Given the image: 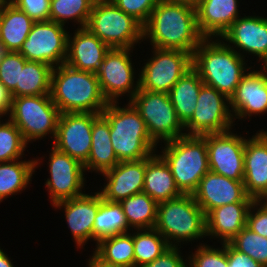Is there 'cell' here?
<instances>
[{"mask_svg": "<svg viewBox=\"0 0 267 267\" xmlns=\"http://www.w3.org/2000/svg\"><path fill=\"white\" fill-rule=\"evenodd\" d=\"M143 192L157 203L183 195L175 183L168 164L157 152L146 158Z\"/></svg>", "mask_w": 267, "mask_h": 267, "instance_id": "484cf974", "label": "cell"}, {"mask_svg": "<svg viewBox=\"0 0 267 267\" xmlns=\"http://www.w3.org/2000/svg\"><path fill=\"white\" fill-rule=\"evenodd\" d=\"M132 49L110 48L96 73L101 91L108 103L119 102V98L125 94L130 101L140 88L139 77H135V65L130 58Z\"/></svg>", "mask_w": 267, "mask_h": 267, "instance_id": "8fae6325", "label": "cell"}, {"mask_svg": "<svg viewBox=\"0 0 267 267\" xmlns=\"http://www.w3.org/2000/svg\"><path fill=\"white\" fill-rule=\"evenodd\" d=\"M164 2H183L188 4H193V0H159Z\"/></svg>", "mask_w": 267, "mask_h": 267, "instance_id": "f907efd6", "label": "cell"}, {"mask_svg": "<svg viewBox=\"0 0 267 267\" xmlns=\"http://www.w3.org/2000/svg\"><path fill=\"white\" fill-rule=\"evenodd\" d=\"M145 170L146 158L119 162L114 168L102 173L106 184L99 192L103 199L120 203L129 196L143 192Z\"/></svg>", "mask_w": 267, "mask_h": 267, "instance_id": "44dd1931", "label": "cell"}, {"mask_svg": "<svg viewBox=\"0 0 267 267\" xmlns=\"http://www.w3.org/2000/svg\"><path fill=\"white\" fill-rule=\"evenodd\" d=\"M18 9L24 11L34 22L48 21L50 0H9Z\"/></svg>", "mask_w": 267, "mask_h": 267, "instance_id": "b9f144b4", "label": "cell"}, {"mask_svg": "<svg viewBox=\"0 0 267 267\" xmlns=\"http://www.w3.org/2000/svg\"><path fill=\"white\" fill-rule=\"evenodd\" d=\"M93 194V195H92ZM86 194L53 205L64 210L66 223L75 244L83 249L88 240H93V224L100 205V192Z\"/></svg>", "mask_w": 267, "mask_h": 267, "instance_id": "ffe728a7", "label": "cell"}, {"mask_svg": "<svg viewBox=\"0 0 267 267\" xmlns=\"http://www.w3.org/2000/svg\"><path fill=\"white\" fill-rule=\"evenodd\" d=\"M226 253L229 267H263L248 255L234 249L229 243H226Z\"/></svg>", "mask_w": 267, "mask_h": 267, "instance_id": "f6af8a7d", "label": "cell"}, {"mask_svg": "<svg viewBox=\"0 0 267 267\" xmlns=\"http://www.w3.org/2000/svg\"><path fill=\"white\" fill-rule=\"evenodd\" d=\"M246 227L267 238V207L259 200H254L249 208Z\"/></svg>", "mask_w": 267, "mask_h": 267, "instance_id": "7bdbcfd3", "label": "cell"}, {"mask_svg": "<svg viewBox=\"0 0 267 267\" xmlns=\"http://www.w3.org/2000/svg\"><path fill=\"white\" fill-rule=\"evenodd\" d=\"M213 39V40H212ZM220 38H204L192 54V68L202 82L229 99L252 67Z\"/></svg>", "mask_w": 267, "mask_h": 267, "instance_id": "7a4b0ae2", "label": "cell"}, {"mask_svg": "<svg viewBox=\"0 0 267 267\" xmlns=\"http://www.w3.org/2000/svg\"><path fill=\"white\" fill-rule=\"evenodd\" d=\"M130 231L122 205L103 199L100 193V205L93 224V241L97 244L104 238Z\"/></svg>", "mask_w": 267, "mask_h": 267, "instance_id": "4dcf8cb0", "label": "cell"}, {"mask_svg": "<svg viewBox=\"0 0 267 267\" xmlns=\"http://www.w3.org/2000/svg\"><path fill=\"white\" fill-rule=\"evenodd\" d=\"M152 48V56L139 71V87L146 91L169 93L176 82L192 68V54L181 50Z\"/></svg>", "mask_w": 267, "mask_h": 267, "instance_id": "30bf717a", "label": "cell"}, {"mask_svg": "<svg viewBox=\"0 0 267 267\" xmlns=\"http://www.w3.org/2000/svg\"><path fill=\"white\" fill-rule=\"evenodd\" d=\"M145 122L151 139L159 144L186 135L168 93L140 89L129 101Z\"/></svg>", "mask_w": 267, "mask_h": 267, "instance_id": "9c48e42d", "label": "cell"}, {"mask_svg": "<svg viewBox=\"0 0 267 267\" xmlns=\"http://www.w3.org/2000/svg\"><path fill=\"white\" fill-rule=\"evenodd\" d=\"M203 39L194 4L159 1L143 26V40L154 48L193 54Z\"/></svg>", "mask_w": 267, "mask_h": 267, "instance_id": "6da1fadb", "label": "cell"}, {"mask_svg": "<svg viewBox=\"0 0 267 267\" xmlns=\"http://www.w3.org/2000/svg\"><path fill=\"white\" fill-rule=\"evenodd\" d=\"M241 253L267 267V238L252 232L246 226L229 242Z\"/></svg>", "mask_w": 267, "mask_h": 267, "instance_id": "74e56055", "label": "cell"}, {"mask_svg": "<svg viewBox=\"0 0 267 267\" xmlns=\"http://www.w3.org/2000/svg\"><path fill=\"white\" fill-rule=\"evenodd\" d=\"M91 136V150L83 166L85 171L100 175L119 163L110 139L109 122L102 114L93 121Z\"/></svg>", "mask_w": 267, "mask_h": 267, "instance_id": "4316f807", "label": "cell"}, {"mask_svg": "<svg viewBox=\"0 0 267 267\" xmlns=\"http://www.w3.org/2000/svg\"><path fill=\"white\" fill-rule=\"evenodd\" d=\"M129 227L134 229L154 228L158 203L145 192L136 193L120 202Z\"/></svg>", "mask_w": 267, "mask_h": 267, "instance_id": "836d02e7", "label": "cell"}, {"mask_svg": "<svg viewBox=\"0 0 267 267\" xmlns=\"http://www.w3.org/2000/svg\"><path fill=\"white\" fill-rule=\"evenodd\" d=\"M110 48H135L143 42V25L111 0H95L86 26Z\"/></svg>", "mask_w": 267, "mask_h": 267, "instance_id": "52a82bcc", "label": "cell"}, {"mask_svg": "<svg viewBox=\"0 0 267 267\" xmlns=\"http://www.w3.org/2000/svg\"><path fill=\"white\" fill-rule=\"evenodd\" d=\"M259 201L267 207V193Z\"/></svg>", "mask_w": 267, "mask_h": 267, "instance_id": "816d5d0a", "label": "cell"}, {"mask_svg": "<svg viewBox=\"0 0 267 267\" xmlns=\"http://www.w3.org/2000/svg\"><path fill=\"white\" fill-rule=\"evenodd\" d=\"M27 60L19 53L9 51L0 63V82L12 93L19 83L20 68Z\"/></svg>", "mask_w": 267, "mask_h": 267, "instance_id": "ab89813d", "label": "cell"}, {"mask_svg": "<svg viewBox=\"0 0 267 267\" xmlns=\"http://www.w3.org/2000/svg\"><path fill=\"white\" fill-rule=\"evenodd\" d=\"M238 4V0H198L195 8L200 34L204 38H221L241 17Z\"/></svg>", "mask_w": 267, "mask_h": 267, "instance_id": "cb8c5ba5", "label": "cell"}, {"mask_svg": "<svg viewBox=\"0 0 267 267\" xmlns=\"http://www.w3.org/2000/svg\"><path fill=\"white\" fill-rule=\"evenodd\" d=\"M215 248L201 243L195 251L187 257V267H229L226 253V243Z\"/></svg>", "mask_w": 267, "mask_h": 267, "instance_id": "f35d334b", "label": "cell"}, {"mask_svg": "<svg viewBox=\"0 0 267 267\" xmlns=\"http://www.w3.org/2000/svg\"><path fill=\"white\" fill-rule=\"evenodd\" d=\"M20 130L8 118L0 120V163L21 159L28 147Z\"/></svg>", "mask_w": 267, "mask_h": 267, "instance_id": "8d00e7d4", "label": "cell"}, {"mask_svg": "<svg viewBox=\"0 0 267 267\" xmlns=\"http://www.w3.org/2000/svg\"><path fill=\"white\" fill-rule=\"evenodd\" d=\"M233 114L227 96L207 85L198 94L195 111L184 125L186 135L221 133L233 129Z\"/></svg>", "mask_w": 267, "mask_h": 267, "instance_id": "4fadbf2b", "label": "cell"}, {"mask_svg": "<svg viewBox=\"0 0 267 267\" xmlns=\"http://www.w3.org/2000/svg\"><path fill=\"white\" fill-rule=\"evenodd\" d=\"M164 145L159 155L168 164L177 187L183 194H193L209 171L206 134L184 135Z\"/></svg>", "mask_w": 267, "mask_h": 267, "instance_id": "8992f818", "label": "cell"}, {"mask_svg": "<svg viewBox=\"0 0 267 267\" xmlns=\"http://www.w3.org/2000/svg\"><path fill=\"white\" fill-rule=\"evenodd\" d=\"M246 138L232 129L206 134L209 170L230 179L244 180Z\"/></svg>", "mask_w": 267, "mask_h": 267, "instance_id": "9a60e30c", "label": "cell"}, {"mask_svg": "<svg viewBox=\"0 0 267 267\" xmlns=\"http://www.w3.org/2000/svg\"><path fill=\"white\" fill-rule=\"evenodd\" d=\"M65 28L50 20L34 22L19 53L27 61L41 62L53 68L65 63L69 34Z\"/></svg>", "mask_w": 267, "mask_h": 267, "instance_id": "7c38bea8", "label": "cell"}, {"mask_svg": "<svg viewBox=\"0 0 267 267\" xmlns=\"http://www.w3.org/2000/svg\"><path fill=\"white\" fill-rule=\"evenodd\" d=\"M0 267H14L7 253L0 247Z\"/></svg>", "mask_w": 267, "mask_h": 267, "instance_id": "c3c4849f", "label": "cell"}, {"mask_svg": "<svg viewBox=\"0 0 267 267\" xmlns=\"http://www.w3.org/2000/svg\"><path fill=\"white\" fill-rule=\"evenodd\" d=\"M59 116V109L50 94L14 97L8 114L27 144L42 140L48 134L54 141Z\"/></svg>", "mask_w": 267, "mask_h": 267, "instance_id": "ba28073f", "label": "cell"}, {"mask_svg": "<svg viewBox=\"0 0 267 267\" xmlns=\"http://www.w3.org/2000/svg\"><path fill=\"white\" fill-rule=\"evenodd\" d=\"M6 0H0V5L3 3V2H5Z\"/></svg>", "mask_w": 267, "mask_h": 267, "instance_id": "db71d44e", "label": "cell"}, {"mask_svg": "<svg viewBox=\"0 0 267 267\" xmlns=\"http://www.w3.org/2000/svg\"><path fill=\"white\" fill-rule=\"evenodd\" d=\"M196 203L207 215L212 209L235 202H253L246 194L243 181L208 171L192 194Z\"/></svg>", "mask_w": 267, "mask_h": 267, "instance_id": "d6986e66", "label": "cell"}, {"mask_svg": "<svg viewBox=\"0 0 267 267\" xmlns=\"http://www.w3.org/2000/svg\"><path fill=\"white\" fill-rule=\"evenodd\" d=\"M109 122L110 139L119 160L136 161L158 152L139 112L128 101L125 107L119 102L108 103L101 113Z\"/></svg>", "mask_w": 267, "mask_h": 267, "instance_id": "277c9868", "label": "cell"}, {"mask_svg": "<svg viewBox=\"0 0 267 267\" xmlns=\"http://www.w3.org/2000/svg\"><path fill=\"white\" fill-rule=\"evenodd\" d=\"M120 10L134 17L143 26L159 0H111Z\"/></svg>", "mask_w": 267, "mask_h": 267, "instance_id": "60d3db41", "label": "cell"}, {"mask_svg": "<svg viewBox=\"0 0 267 267\" xmlns=\"http://www.w3.org/2000/svg\"><path fill=\"white\" fill-rule=\"evenodd\" d=\"M180 248L170 246L154 261L141 267H187V258L183 259Z\"/></svg>", "mask_w": 267, "mask_h": 267, "instance_id": "ee69618b", "label": "cell"}, {"mask_svg": "<svg viewBox=\"0 0 267 267\" xmlns=\"http://www.w3.org/2000/svg\"><path fill=\"white\" fill-rule=\"evenodd\" d=\"M133 231L100 240L92 254L117 267H135Z\"/></svg>", "mask_w": 267, "mask_h": 267, "instance_id": "1f68e13d", "label": "cell"}, {"mask_svg": "<svg viewBox=\"0 0 267 267\" xmlns=\"http://www.w3.org/2000/svg\"><path fill=\"white\" fill-rule=\"evenodd\" d=\"M204 85L198 73L191 68L169 91V97L175 112L185 125L192 117L201 87Z\"/></svg>", "mask_w": 267, "mask_h": 267, "instance_id": "f546056e", "label": "cell"}, {"mask_svg": "<svg viewBox=\"0 0 267 267\" xmlns=\"http://www.w3.org/2000/svg\"><path fill=\"white\" fill-rule=\"evenodd\" d=\"M154 228L174 247L207 236L206 215L192 194L158 203Z\"/></svg>", "mask_w": 267, "mask_h": 267, "instance_id": "5b68a950", "label": "cell"}, {"mask_svg": "<svg viewBox=\"0 0 267 267\" xmlns=\"http://www.w3.org/2000/svg\"><path fill=\"white\" fill-rule=\"evenodd\" d=\"M95 0H50L49 20L64 25L71 22L86 27Z\"/></svg>", "mask_w": 267, "mask_h": 267, "instance_id": "d590c367", "label": "cell"}, {"mask_svg": "<svg viewBox=\"0 0 267 267\" xmlns=\"http://www.w3.org/2000/svg\"><path fill=\"white\" fill-rule=\"evenodd\" d=\"M259 69L250 68L229 99L234 122L267 113V69L262 66Z\"/></svg>", "mask_w": 267, "mask_h": 267, "instance_id": "ac0fdd59", "label": "cell"}, {"mask_svg": "<svg viewBox=\"0 0 267 267\" xmlns=\"http://www.w3.org/2000/svg\"><path fill=\"white\" fill-rule=\"evenodd\" d=\"M220 39L243 58L248 53L258 57L257 62H262V65L267 61V17H238Z\"/></svg>", "mask_w": 267, "mask_h": 267, "instance_id": "e0dca14e", "label": "cell"}, {"mask_svg": "<svg viewBox=\"0 0 267 267\" xmlns=\"http://www.w3.org/2000/svg\"><path fill=\"white\" fill-rule=\"evenodd\" d=\"M253 202H235L212 209L206 215V235L229 243L245 226Z\"/></svg>", "mask_w": 267, "mask_h": 267, "instance_id": "d4e9b609", "label": "cell"}, {"mask_svg": "<svg viewBox=\"0 0 267 267\" xmlns=\"http://www.w3.org/2000/svg\"><path fill=\"white\" fill-rule=\"evenodd\" d=\"M0 42L8 51L19 52L34 21L9 0L0 5Z\"/></svg>", "mask_w": 267, "mask_h": 267, "instance_id": "83f0119b", "label": "cell"}, {"mask_svg": "<svg viewBox=\"0 0 267 267\" xmlns=\"http://www.w3.org/2000/svg\"><path fill=\"white\" fill-rule=\"evenodd\" d=\"M50 95L60 113L101 114L108 105L97 74L75 69L66 63L53 68Z\"/></svg>", "mask_w": 267, "mask_h": 267, "instance_id": "3957f363", "label": "cell"}, {"mask_svg": "<svg viewBox=\"0 0 267 267\" xmlns=\"http://www.w3.org/2000/svg\"><path fill=\"white\" fill-rule=\"evenodd\" d=\"M68 34L65 63L75 69L97 73L110 47L87 27L77 28Z\"/></svg>", "mask_w": 267, "mask_h": 267, "instance_id": "603a6c76", "label": "cell"}, {"mask_svg": "<svg viewBox=\"0 0 267 267\" xmlns=\"http://www.w3.org/2000/svg\"><path fill=\"white\" fill-rule=\"evenodd\" d=\"M49 154V178L45 185L52 206L58 202L83 195L85 186V168L83 164L70 155L60 152L54 146Z\"/></svg>", "mask_w": 267, "mask_h": 267, "instance_id": "5bb4252c", "label": "cell"}, {"mask_svg": "<svg viewBox=\"0 0 267 267\" xmlns=\"http://www.w3.org/2000/svg\"><path fill=\"white\" fill-rule=\"evenodd\" d=\"M261 66L264 67L265 69H267V61Z\"/></svg>", "mask_w": 267, "mask_h": 267, "instance_id": "f5cc1de1", "label": "cell"}, {"mask_svg": "<svg viewBox=\"0 0 267 267\" xmlns=\"http://www.w3.org/2000/svg\"><path fill=\"white\" fill-rule=\"evenodd\" d=\"M53 67L35 61H26L20 68L19 83L12 92V96H38L51 92V74Z\"/></svg>", "mask_w": 267, "mask_h": 267, "instance_id": "d6a6232c", "label": "cell"}, {"mask_svg": "<svg viewBox=\"0 0 267 267\" xmlns=\"http://www.w3.org/2000/svg\"><path fill=\"white\" fill-rule=\"evenodd\" d=\"M87 262H88L87 263L88 267H117V266H112V265L102 262L94 254L90 256Z\"/></svg>", "mask_w": 267, "mask_h": 267, "instance_id": "7dc6e473", "label": "cell"}, {"mask_svg": "<svg viewBox=\"0 0 267 267\" xmlns=\"http://www.w3.org/2000/svg\"><path fill=\"white\" fill-rule=\"evenodd\" d=\"M13 102L12 93L0 82V114L7 118Z\"/></svg>", "mask_w": 267, "mask_h": 267, "instance_id": "bcb514c9", "label": "cell"}, {"mask_svg": "<svg viewBox=\"0 0 267 267\" xmlns=\"http://www.w3.org/2000/svg\"><path fill=\"white\" fill-rule=\"evenodd\" d=\"M243 183L246 194L254 200L267 193V131L264 129L245 140Z\"/></svg>", "mask_w": 267, "mask_h": 267, "instance_id": "7402d4cb", "label": "cell"}, {"mask_svg": "<svg viewBox=\"0 0 267 267\" xmlns=\"http://www.w3.org/2000/svg\"><path fill=\"white\" fill-rule=\"evenodd\" d=\"M9 51L5 47L3 43L0 42V63L2 62L4 56L8 53Z\"/></svg>", "mask_w": 267, "mask_h": 267, "instance_id": "681fc988", "label": "cell"}, {"mask_svg": "<svg viewBox=\"0 0 267 267\" xmlns=\"http://www.w3.org/2000/svg\"><path fill=\"white\" fill-rule=\"evenodd\" d=\"M21 160V161H20ZM0 163V203L9 196L22 193L32 181L40 159H22Z\"/></svg>", "mask_w": 267, "mask_h": 267, "instance_id": "f1b7e54d", "label": "cell"}, {"mask_svg": "<svg viewBox=\"0 0 267 267\" xmlns=\"http://www.w3.org/2000/svg\"><path fill=\"white\" fill-rule=\"evenodd\" d=\"M99 115L82 112L60 113L56 137L51 144L60 152L84 164L91 150L92 123Z\"/></svg>", "mask_w": 267, "mask_h": 267, "instance_id": "2e32d148", "label": "cell"}, {"mask_svg": "<svg viewBox=\"0 0 267 267\" xmlns=\"http://www.w3.org/2000/svg\"><path fill=\"white\" fill-rule=\"evenodd\" d=\"M133 244L135 267L151 263L170 247L155 228L135 229Z\"/></svg>", "mask_w": 267, "mask_h": 267, "instance_id": "e575fe53", "label": "cell"}]
</instances>
